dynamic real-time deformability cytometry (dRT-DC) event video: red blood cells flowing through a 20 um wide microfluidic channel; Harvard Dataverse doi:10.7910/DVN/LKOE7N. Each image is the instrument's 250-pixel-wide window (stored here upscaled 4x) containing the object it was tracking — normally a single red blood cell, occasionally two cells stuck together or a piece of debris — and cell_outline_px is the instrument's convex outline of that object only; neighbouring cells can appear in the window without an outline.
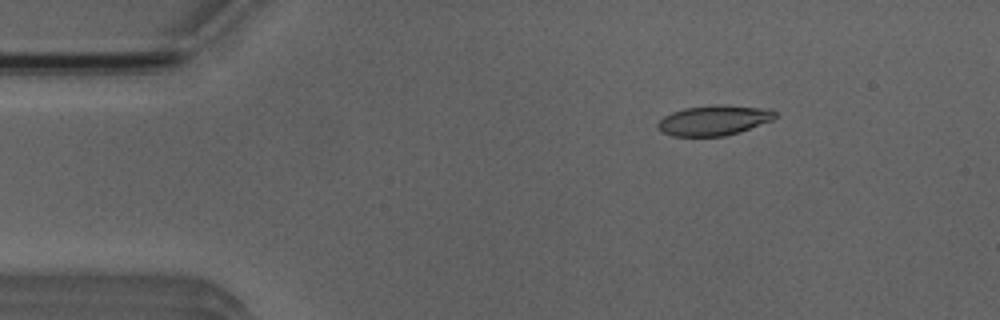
{"species": "Egyptian fruit bat (a non-hibernating species)", "species_latin": "Rousettus aegyptiacus", "temperature_condition": "room temperature", "stored_images_in_passage": 2, "camera_frame_rate_fps": 3000, "um_per_image_px": 0.085, "animal": {"sex": "male"}, "frame": {"image": 1, "passage_image": 1, "time_ms": 0.0, "image_size_px": [1000, 320], "cell_outline_px": [[776, 116], [772, 120], [740, 132], [724, 136], [672, 136], [664, 132], [656, 124], [664, 116], [672, 112], [684, 108], [716, 104], [728, 104], [768, 108], [776, 112]], "centroid_in_image_um": [60.72, 10.21], "position_along_channel_um": 24.3, "area_um2": 20.69}}